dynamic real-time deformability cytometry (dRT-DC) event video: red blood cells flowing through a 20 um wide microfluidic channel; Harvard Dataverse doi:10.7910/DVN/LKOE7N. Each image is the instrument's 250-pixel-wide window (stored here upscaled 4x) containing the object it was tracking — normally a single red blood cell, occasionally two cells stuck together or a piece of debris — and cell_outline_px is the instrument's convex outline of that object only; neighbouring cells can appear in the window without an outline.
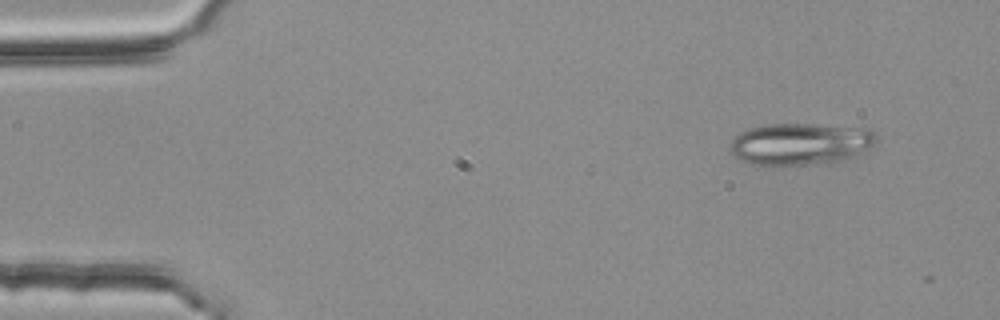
{"species": "common noctule bat (a hibernating species)", "species_latin": "Nyctalus noctula", "temperature_condition": "room temperature", "stored_images_in_passage": 4, "camera_frame_rate_fps": 3000, "um_per_image_px": 0.085, "animal": {"sex": "female", "body_mass_g": 25.1}, "frame": {"image": 1, "passage_image": 1, "time_ms": 0.0, "image_size_px": [1000, 320], "cell_outline_px": [[880, 140], [876, 144], [856, 156], [840, 160], [804, 164], [752, 164], [732, 156], [728, 144], [740, 132], [764, 124], [812, 124], [868, 128]], "centroid_in_image_um": [68.04, 12.21], "position_along_channel_um": 17.0, "area_um2": 35.49}}